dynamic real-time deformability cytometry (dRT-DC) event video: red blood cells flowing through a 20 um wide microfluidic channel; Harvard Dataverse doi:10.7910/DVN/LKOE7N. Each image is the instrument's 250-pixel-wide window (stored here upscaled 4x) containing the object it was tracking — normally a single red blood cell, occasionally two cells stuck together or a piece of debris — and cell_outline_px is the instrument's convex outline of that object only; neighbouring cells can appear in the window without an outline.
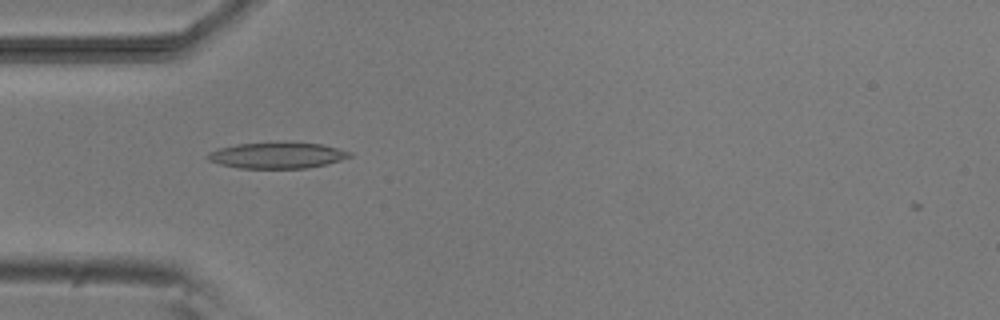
{"species": "common noctule bat (a hibernating species)", "species_latin": "Nyctalus noctula", "temperature_condition": "room temperature", "stored_images_in_passage": 3, "camera_frame_rate_fps": 3000, "um_per_image_px": 0.085, "animal": {"sex": "male", "body_mass_g": 20.5, "forearm_length_mm": 52.5}, "frame": {"image": 1, "passage_image": 2, "time_ms": 2.0, "image_size_px": [1000, 320], "cell_outline_px": [[352, 156], [328, 164], [308, 168], [240, 168], [220, 164], [208, 160], [204, 156], [208, 152], [220, 148], [236, 144], [288, 140], [324, 144], [352, 152]], "centroid_in_image_um": [23.59, 13.17], "position_along_channel_um": 61.4, "area_um2": 22.31}}
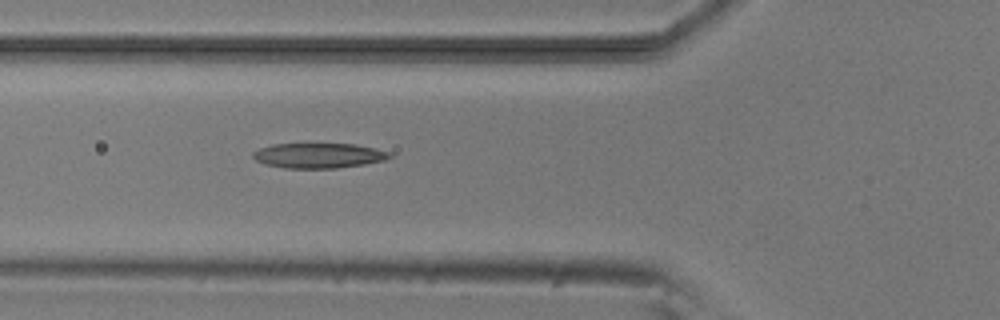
{"frame": {"image": 2, "passage_image": 3, "time_ms": 3.0, "image_size_px": [1000, 320], "cell_outline_px": [[392, 156], [384, 160], [364, 164], [336, 168], [284, 168], [264, 164], [256, 160], [252, 156], [252, 152], [260, 148], [272, 144], [356, 144], [388, 152]], "centroid_in_image_um": [27.03, 13.22], "position_along_channel_um": 98.8, "area_um2": 19.77}}